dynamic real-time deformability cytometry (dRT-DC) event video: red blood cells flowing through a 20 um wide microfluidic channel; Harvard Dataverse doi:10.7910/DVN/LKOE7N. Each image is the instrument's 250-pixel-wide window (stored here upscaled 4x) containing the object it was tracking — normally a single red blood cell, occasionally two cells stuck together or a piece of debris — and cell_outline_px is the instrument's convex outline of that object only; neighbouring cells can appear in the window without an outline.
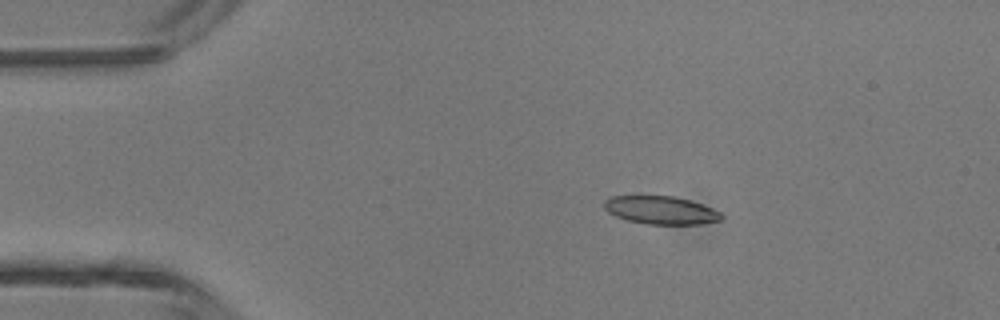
{"species": "common noctule bat (a hibernating species)", "species_latin": "Nyctalus noctula", "temperature_condition": "room temperature", "stored_images_in_passage": 5, "camera_frame_rate_fps": 3000, "um_per_image_px": 0.085, "animal": {"sex": "male", "body_mass_g": 13.3}, "frame": {"image": 1, "passage_image": 3, "time_ms": 0.667, "image_size_px": [1000, 320], "cell_outline_px": [[724, 216], [720, 220], [700, 224], [648, 224], [628, 220], [616, 216], [608, 212], [604, 208], [604, 200], [608, 196], [640, 192], [672, 196], [688, 200], [712, 208], [720, 212]], "centroid_in_image_um": [56.06, 17.8], "position_along_channel_um": 28.9, "area_um2": 19.94}}
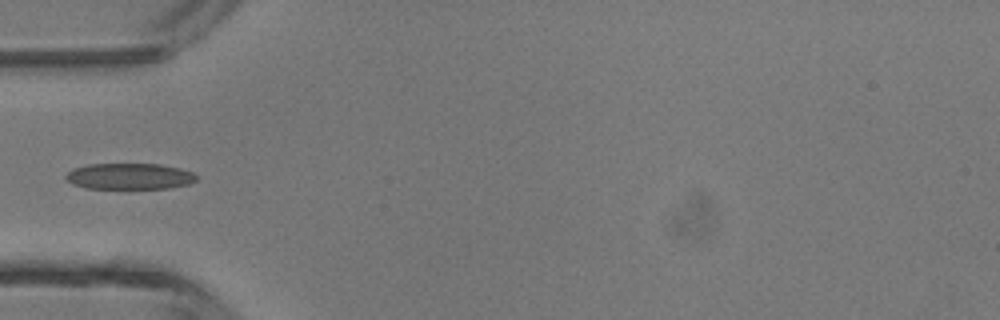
{"frame": {"image": 2, "passage_image": 5, "time_ms": 1.333, "image_size_px": [1000, 320], "cell_outline_px": [[196, 180], [188, 184], [168, 188], [84, 188], [72, 184], [64, 176], [72, 168], [88, 164], [160, 164], [180, 168], [192, 172], [196, 176]], "centroid_in_image_um": [10.97, 14.98], "position_along_channel_um": 74.0, "area_um2": 19.83}}